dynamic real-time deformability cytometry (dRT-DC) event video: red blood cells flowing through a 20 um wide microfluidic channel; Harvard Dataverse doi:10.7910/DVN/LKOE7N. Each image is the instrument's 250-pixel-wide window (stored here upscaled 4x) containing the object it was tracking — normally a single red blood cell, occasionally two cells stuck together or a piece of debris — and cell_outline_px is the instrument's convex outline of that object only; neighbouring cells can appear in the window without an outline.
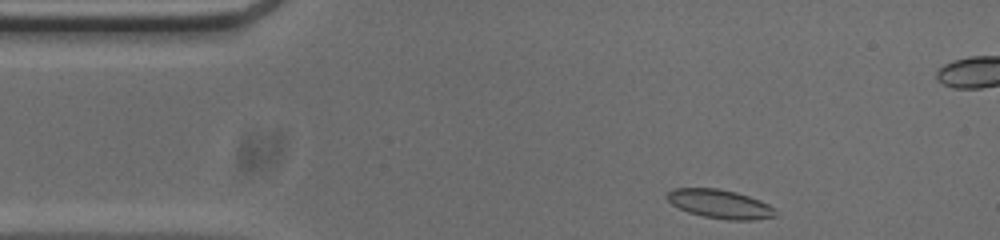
{"species": "common noctule bat (a hibernating species)", "species_latin": "Nyctalus noctula", "temperature_condition": "cold", "stored_images_in_passage": 7, "camera_frame_rate_fps": 3000, "um_per_image_px": 0.085, "animal": {"sex": "male", "body_mass_g": 20.0, "forearm_length_mm": 53.3}, "frame": {"image": 1, "passage_image": 1, "time_ms": 0.0, "image_size_px": [1000, 240], "cell_outline_px": [[764, 216], [712, 216], [696, 212], [684, 192], [688, 188], [704, 188], [728, 192], [744, 196], [764, 204]], "centroid_in_image_um": [61.46, 17.29], "position_along_channel_um": 23.5, "area_um2": 11.91}}